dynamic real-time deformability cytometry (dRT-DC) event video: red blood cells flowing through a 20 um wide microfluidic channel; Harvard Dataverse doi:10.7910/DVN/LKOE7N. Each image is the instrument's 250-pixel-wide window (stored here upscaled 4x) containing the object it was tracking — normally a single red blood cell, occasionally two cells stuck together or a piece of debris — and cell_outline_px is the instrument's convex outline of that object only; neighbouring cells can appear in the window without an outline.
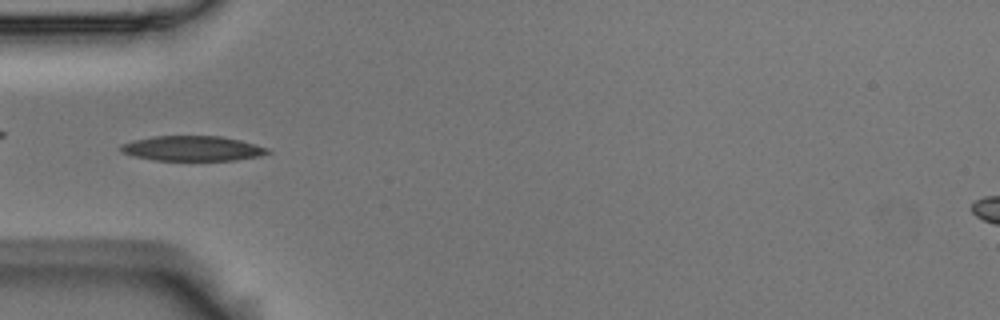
{"species": "Egyptian fruit bat (a non-hibernating species)", "species_latin": "Rousettus aegyptiacus", "temperature_condition": "room temperature", "stored_images_in_passage": 7, "camera_frame_rate_fps": 3000, "um_per_image_px": 0.085, "animal": {"sex": "male"}, "frame": {"image": 1, "passage_image": 6, "time_ms": 1.667, "image_size_px": [1000, 320], "cell_outline_px": [[272, 152], [260, 156], [236, 160], [152, 160], [132, 156], [120, 152], [120, 144], [132, 140], [152, 136], [220, 136], [240, 140], [268, 148]], "centroid_in_image_um": [16.31, 12.62], "position_along_channel_um": 68.7, "area_um2": 21.56}}
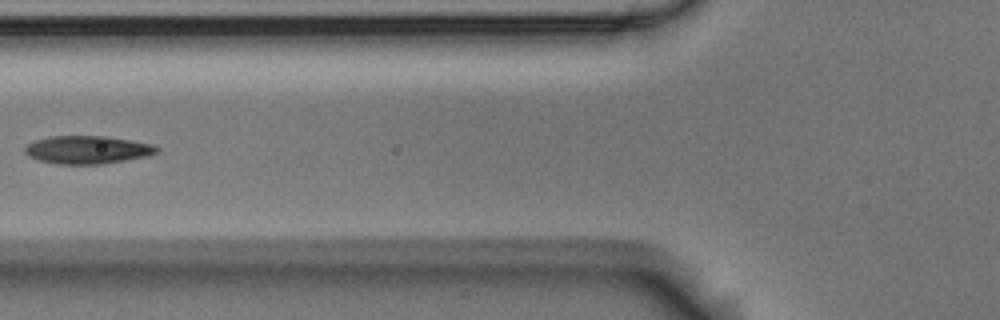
{"frame": {"image": 2, "passage_image": 7, "time_ms": 2.0, "image_size_px": [1000, 320], "cell_outline_px": [[160, 152], [148, 156], [104, 164], [60, 164], [36, 160], [28, 156], [24, 152], [24, 148], [28, 144], [36, 140], [52, 136], [104, 136], [152, 144], [160, 148]], "centroid_in_image_um": [7.44, 12.74], "position_along_channel_um": 118.4, "area_um2": 21.56}}